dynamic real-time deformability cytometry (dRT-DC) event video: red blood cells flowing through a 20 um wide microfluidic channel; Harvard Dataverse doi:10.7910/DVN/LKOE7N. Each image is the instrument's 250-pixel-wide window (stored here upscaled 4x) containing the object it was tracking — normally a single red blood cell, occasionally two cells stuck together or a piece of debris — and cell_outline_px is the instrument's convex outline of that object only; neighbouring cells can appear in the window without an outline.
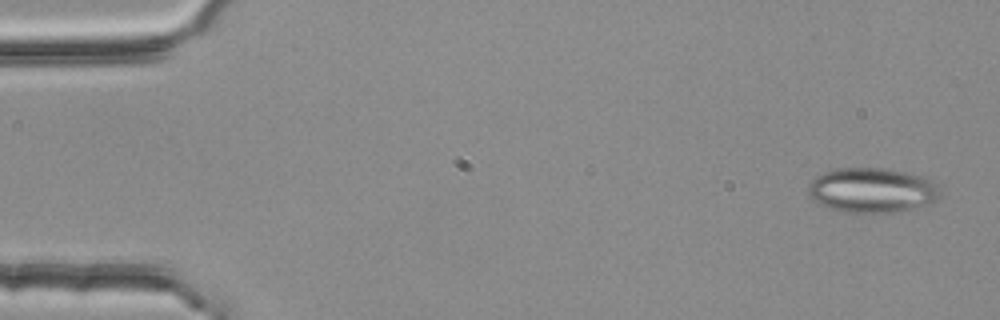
{"species": "common noctule bat (a hibernating species)", "species_latin": "Nyctalus noctula", "temperature_condition": "room temperature", "stored_images_in_passage": 3, "camera_frame_rate_fps": 3000, "um_per_image_px": 0.085, "animal": {"sex": "female", "body_mass_g": 25.1}, "frame": {"image": 1, "passage_image": 1, "time_ms": 0.0, "image_size_px": [1000, 320], "cell_outline_px": [[940, 196], [936, 200], [916, 208], [900, 212], [840, 212], [820, 204], [808, 196], [808, 184], [816, 176], [824, 172], [836, 168], [884, 168], [924, 176], [940, 184]], "centroid_in_image_um": [74.14, 16.17], "position_along_channel_um": 10.9, "area_um2": 34.8}}